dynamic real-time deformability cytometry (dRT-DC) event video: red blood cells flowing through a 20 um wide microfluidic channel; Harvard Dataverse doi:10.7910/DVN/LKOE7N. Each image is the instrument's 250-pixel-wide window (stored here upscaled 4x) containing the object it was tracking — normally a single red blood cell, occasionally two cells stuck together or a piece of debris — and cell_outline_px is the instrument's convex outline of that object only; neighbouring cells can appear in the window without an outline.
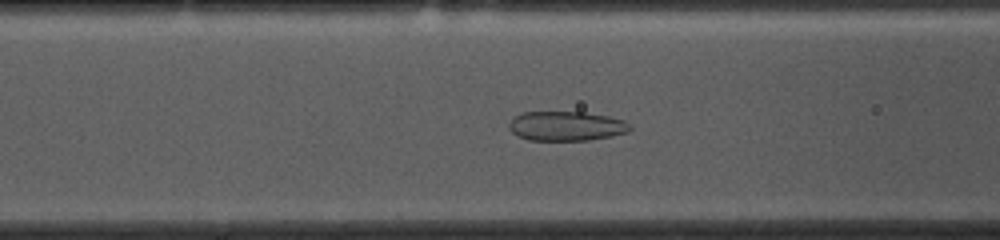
{"species": "common noctule bat (a hibernating species)", "species_latin": "Nyctalus noctula", "temperature_condition": "cold", "stored_images_in_passage": 53, "camera_frame_rate_fps": 3000, "um_per_image_px": 0.085, "animal": {"sex": "female", "body_mass_g": 10.0, "forearm_length_mm": 53.1}, "frame": {"image": 1, "passage_image": 19, "time_ms": 6.0, "image_size_px": [1000, 240], "cell_outline_px": [[632, 128], [628, 132], [612, 136], [588, 140], [528, 140], [512, 132], [508, 128], [508, 124], [516, 116], [524, 112], [584, 112], [608, 116], [624, 120], [632, 124]], "centroid_in_image_um": [48.18, 10.71], "position_along_channel_um": 118.4, "area_um2": 20.81}}
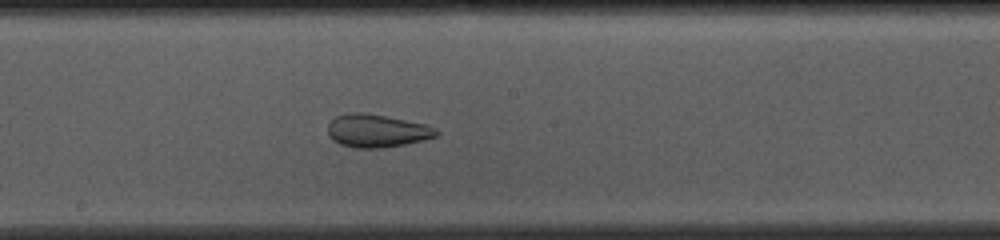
{"frame": {"image": 2, "passage_image": 27, "time_ms": 8.667, "image_size_px": [1000, 240], "cell_outline_px": [[440, 132], [436, 136], [424, 140], [384, 148], [356, 148], [340, 144], [332, 140], [328, 136], [328, 124], [336, 116], [348, 112], [364, 112], [424, 124], [436, 128]], "centroid_in_image_um": [32.0, 11.12], "position_along_channel_um": 216.2, "area_um2": 20.87}}
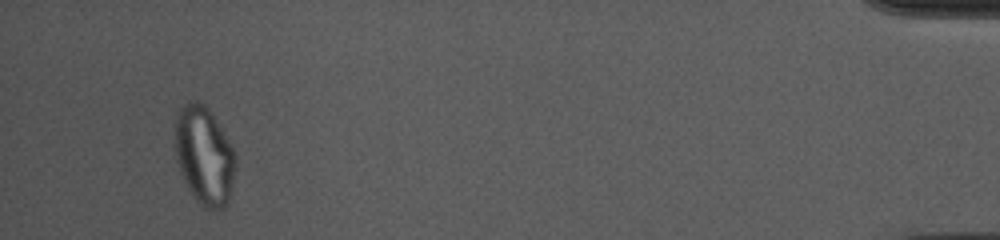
{"frame": {"image": 3, "passage_image": 50, "time_ms": 16.333, "image_size_px": [1000, 240], "cell_outline_px": [[236, 164], [228, 204], [224, 208], [204, 208], [196, 200], [188, 188], [180, 172], [176, 160], [176, 116], [180, 108], [188, 100], [196, 100], [204, 104], [208, 108], [236, 152]], "centroid_in_image_um": [17.37, 13.22], "position_along_channel_um": 417.8, "area_um2": 34.56}, "authors_computed_cell_mechanics": {"area_um2": 27.744, "velocity_mm_per_s": 3.6636, "shape_relaxation_time_tau1_ms": null, "shape_relaxation_time_tau2_ms": 1.4682, "deformation_change_tau1": null, "deformation_change_tau2": 0.0776}}